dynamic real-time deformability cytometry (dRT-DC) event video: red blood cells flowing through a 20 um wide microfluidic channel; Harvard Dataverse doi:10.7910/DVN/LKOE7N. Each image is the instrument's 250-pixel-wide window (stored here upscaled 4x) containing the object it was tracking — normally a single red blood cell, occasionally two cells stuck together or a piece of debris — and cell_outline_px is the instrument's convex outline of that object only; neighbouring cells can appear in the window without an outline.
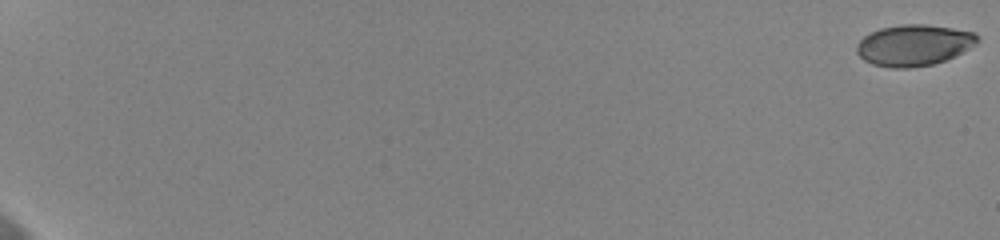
{"species": "human", "species_latin": "Homo sapiens", "temperature_condition": "cold", "stored_images_in_passage": 60, "camera_frame_rate_fps": 3000, "um_per_image_px": 0.085, "donor": {"sex": "female"}, "frame": {"image": 1, "passage_image": 1, "time_ms": 0.0, "image_size_px": [1000, 240], "cell_outline_px": [[980, 40], [976, 44], [944, 60], [932, 64], [908, 68], [892, 68], [872, 64], [864, 60], [856, 52], [856, 44], [864, 36], [880, 28], [900, 24], [924, 24], [952, 28], [972, 32], [980, 36]], "centroid_in_image_um": [77.65, 3.83], "position_along_channel_um": 7.4, "area_um2": 28.78}}
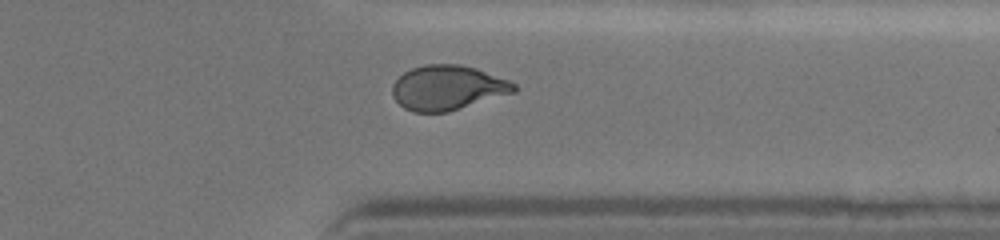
{"frame": {"image": 2, "passage_image": 50, "time_ms": 16.333, "image_size_px": [1000, 240], "cell_outline_px": [[516, 92], [448, 112], [412, 112], [404, 108], [392, 96], [392, 84], [404, 72], [412, 68], [424, 64], [460, 64], [476, 68], [508, 80], [516, 84]], "centroid_in_image_um": [38.04, 7.46], "position_along_channel_um": 373.4, "area_um2": 31.79}}
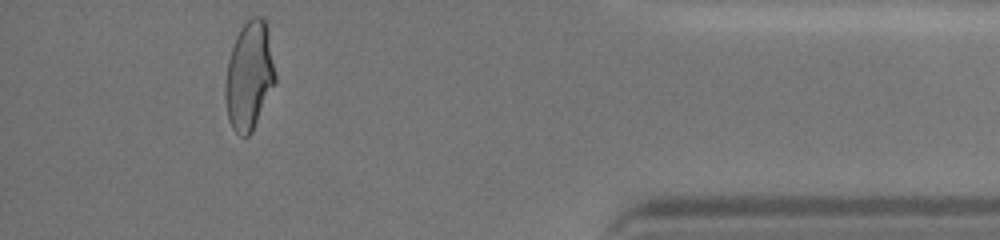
{"frame": {"image": 3, "passage_image": 56, "time_ms": 18.333, "image_size_px": [1000, 240], "cell_outline_px": [[276, 80], [252, 132], [248, 136], [240, 136], [232, 128], [228, 120], [224, 100], [224, 84], [228, 60], [236, 36], [240, 28], [252, 16], [260, 16], [264, 20], [268, 28], [276, 76]], "centroid_in_image_um": [21.16, 6.45], "position_along_channel_um": 414.0, "area_um2": 31.67}, "authors_computed_cell_mechanics": {"area_um2": 31.0097, "velocity_mm_per_s": 3.6572, "shape_relaxation_time_tau1_ms": 4.4698, "shape_relaxation_time_tau2_ms": 1.095, "deformation_change_tau1": 0.1505, "deformation_change_tau2": 0.0602}}